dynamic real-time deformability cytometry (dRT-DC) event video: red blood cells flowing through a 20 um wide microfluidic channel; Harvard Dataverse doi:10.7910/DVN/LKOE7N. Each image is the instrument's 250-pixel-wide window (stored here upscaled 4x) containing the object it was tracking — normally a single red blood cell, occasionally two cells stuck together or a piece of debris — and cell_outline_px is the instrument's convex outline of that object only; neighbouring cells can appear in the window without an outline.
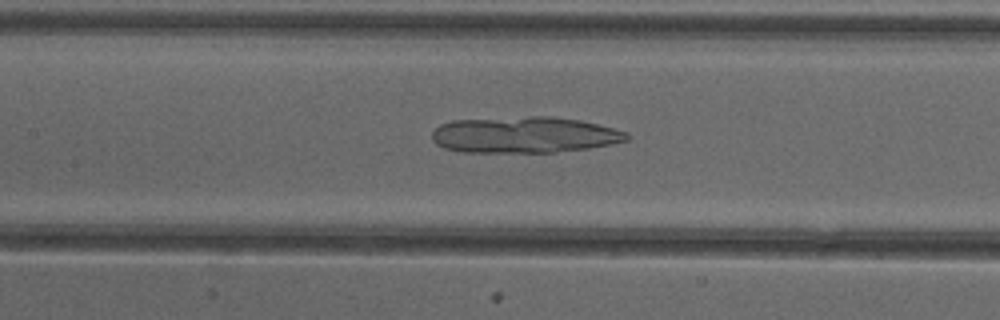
{"species": "common noctule bat (a hibernating species)", "species_latin": "Nyctalus noctula", "temperature_condition": "cold", "stored_images_in_passage": 50, "camera_frame_rate_fps": 3000, "um_per_image_px": 0.085, "animal": {"sex": "female"}, "frame": {"image": 1, "passage_image": 23, "time_ms": 7.333, "image_size_px": [1000, 320], "cell_outline_px": [[632, 136], [628, 140], [612, 144], [588, 148], [556, 152], [464, 152], [444, 148], [436, 144], [432, 140], [432, 132], [440, 124], [452, 120], [532, 116], [552, 116], [580, 120], [628, 132]], "centroid_in_image_um": [44.58, 11.46], "position_along_channel_um": 162.8, "area_um2": 41.27}}
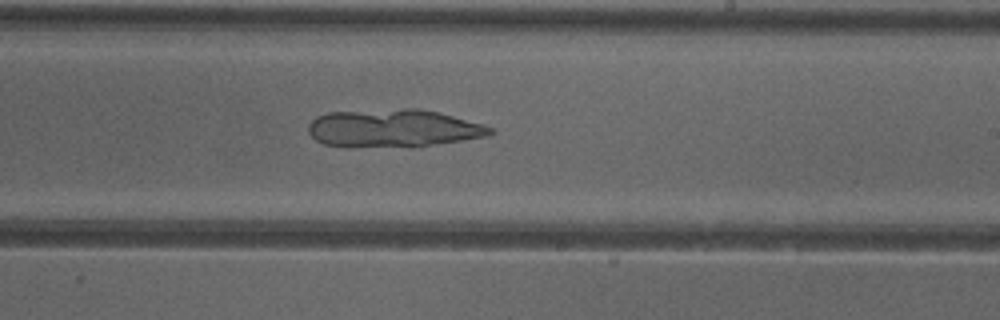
{"frame": {"image": 2, "passage_image": 30, "time_ms": 9.667, "image_size_px": [1000, 320], "cell_outline_px": [[496, 132], [484, 136], [412, 148], [344, 148], [324, 144], [316, 140], [308, 132], [308, 124], [316, 116], [328, 112], [404, 108], [420, 108], [484, 124], [492, 128]], "centroid_in_image_um": [33.36, 10.93], "position_along_channel_um": 255.6, "area_um2": 40.98}}
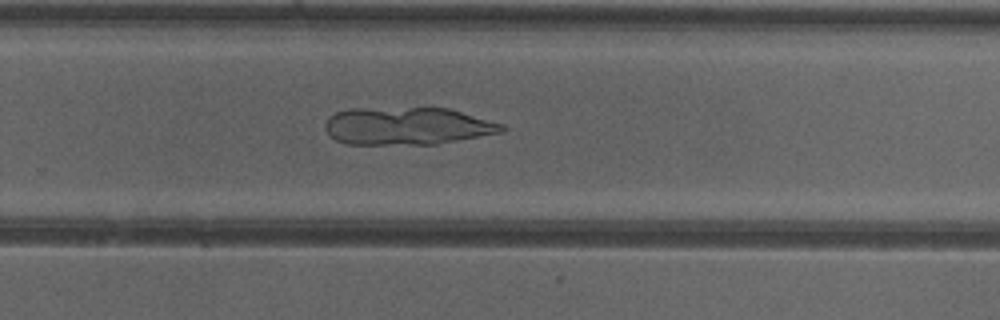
{"frame": {"image": 3, "passage_image": 33, "time_ms": 10.667, "image_size_px": [1000, 320], "cell_outline_px": [[508, 128], [504, 132], [436, 144], [344, 144], [336, 140], [324, 128], [324, 124], [328, 116], [336, 112], [348, 108], [448, 108], [504, 124]], "centroid_in_image_um": [34.61, 10.71], "position_along_channel_um": 295.2, "area_um2": 38.9}}